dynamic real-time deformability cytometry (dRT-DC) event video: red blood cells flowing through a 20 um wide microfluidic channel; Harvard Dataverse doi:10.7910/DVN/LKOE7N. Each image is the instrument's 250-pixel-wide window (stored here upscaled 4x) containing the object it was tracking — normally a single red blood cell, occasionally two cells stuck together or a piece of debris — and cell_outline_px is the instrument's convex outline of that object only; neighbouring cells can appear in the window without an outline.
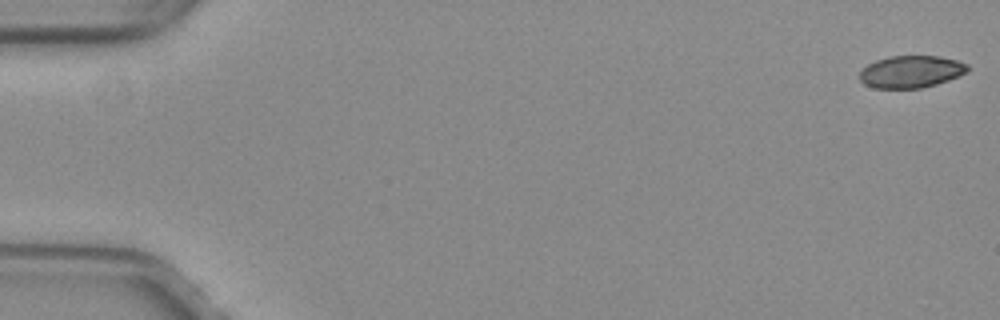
{"species": "common noctule bat (a hibernating species)", "species_latin": "Nyctalus noctula", "temperature_condition": "warm", "stored_images_in_passage": 25, "camera_frame_rate_fps": 3000, "um_per_image_px": 0.085, "animal": {"sex": "female", "body_mass_g": 29.2, "forearm_length_mm": 56.3}, "frame": {"image": 1, "passage_image": 1, "time_ms": 0.0, "image_size_px": [1000, 320], "cell_outline_px": [[968, 72], [960, 76], [936, 84], [920, 88], [872, 88], [864, 84], [860, 80], [860, 68], [876, 60], [888, 56], [940, 56], [956, 60], [968, 64]], "centroid_in_image_um": [77.42, 6.09], "position_along_channel_um": 7.6, "area_um2": 20.4}}
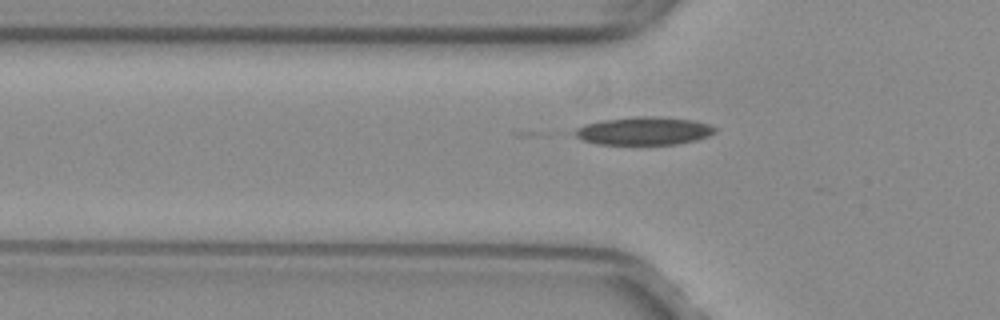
{"frame": {"image": 2, "passage_image": 18, "time_ms": 5.667, "image_size_px": [1000, 320], "cell_outline_px": [[716, 132], [708, 136], [696, 140], [676, 144], [596, 144], [584, 140], [576, 136], [572, 132], [576, 128], [584, 124], [600, 120], [636, 116], [660, 116], [692, 120], [708, 124], [716, 128]], "centroid_in_image_um": [54.71, 11.12], "position_along_channel_um": 71.1, "area_um2": 23.0}}
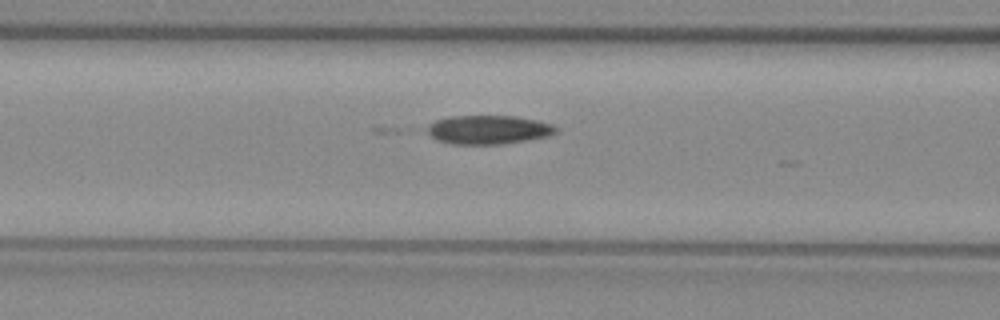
{"frame": {"image": 3, "passage_image": 22, "time_ms": 7.0, "image_size_px": [1000, 320], "cell_outline_px": [[556, 132], [548, 136], [504, 144], [452, 144], [436, 140], [420, 128], [436, 120], [448, 116], [516, 116], [536, 120], [552, 124], [556, 128]], "centroid_in_image_um": [41.41, 11.02], "position_along_channel_um": 125.2, "area_um2": 21.91}}